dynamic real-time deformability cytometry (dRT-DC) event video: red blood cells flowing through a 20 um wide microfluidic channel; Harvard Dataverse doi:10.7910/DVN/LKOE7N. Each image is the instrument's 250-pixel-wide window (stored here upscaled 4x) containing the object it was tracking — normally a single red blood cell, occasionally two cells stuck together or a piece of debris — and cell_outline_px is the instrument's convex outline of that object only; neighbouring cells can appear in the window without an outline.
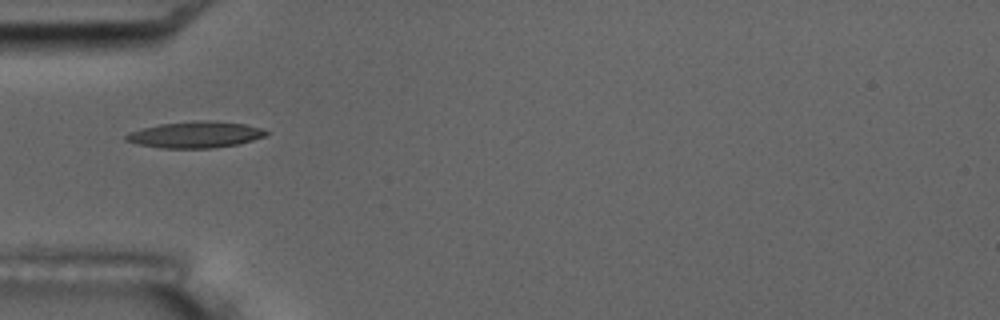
{"species": "common noctule bat (a hibernating species)", "species_latin": "Nyctalus noctula", "temperature_condition": "room temperature", "stored_images_in_passage": 16, "camera_frame_rate_fps": 3000, "um_per_image_px": 0.085, "animal": {"sex": "male", "body_mass_g": 17.5, "forearm_length_mm": 52.3}, "frame": {"image": 1, "passage_image": 5, "time_ms": 4.667, "image_size_px": [1000, 320], "cell_outline_px": [[268, 132], [264, 136], [240, 144], [212, 148], [160, 148], [136, 144], [124, 140], [124, 136], [128, 132], [160, 124], [196, 120], [212, 120], [244, 124], [260, 128]], "centroid_in_image_um": [16.56, 11.45], "position_along_channel_um": 68.4, "area_um2": 21.56}, "authors_computed_cell_mechanics": {"area_um2": 19.9121, "velocity_mm_per_s": 3.4981, "shape_relaxation_time_tau1_ms": 6.0826, "shape_relaxation_time_tau2_ms": 2.6238, "deformation_change_tau1": 0.1495, "deformation_change_tau2": 0.0971}}